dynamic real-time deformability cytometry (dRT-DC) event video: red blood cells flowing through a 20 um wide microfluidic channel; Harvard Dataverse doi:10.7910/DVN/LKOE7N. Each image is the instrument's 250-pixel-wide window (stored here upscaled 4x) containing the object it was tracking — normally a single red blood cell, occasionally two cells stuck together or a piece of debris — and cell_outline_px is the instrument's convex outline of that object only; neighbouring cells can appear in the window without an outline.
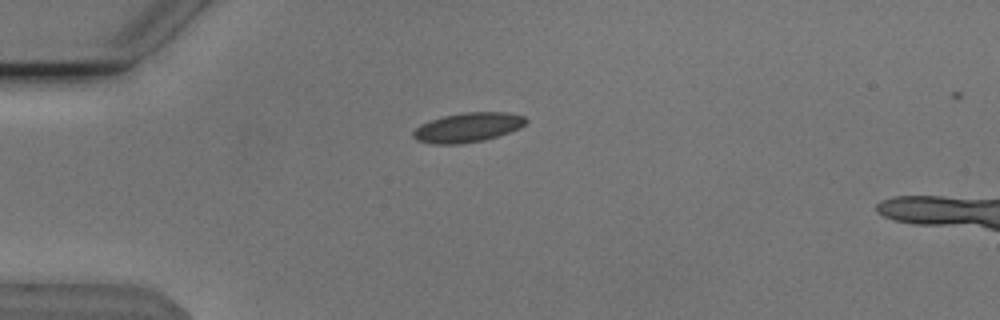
{"species": "Egyptian fruit bat (a non-hibernating species)", "species_latin": "Rousettus aegyptiacus", "temperature_condition": "cold", "stored_images_in_passage": 43, "segment_of_instrument_passage": [1, 2], "camera_frame_rate_fps": 3000, "um_per_image_px": 0.085, "animal": {"sex": "male"}, "frame": {"image": 1, "passage_image": 2, "time_ms": 0.333, "image_size_px": [1000, 320], "cell_outline_px": [[528, 120], [520, 128], [484, 140], [460, 144], [432, 144], [416, 140], [412, 136], [412, 132], [420, 124], [444, 116], [464, 112], [504, 112], [524, 116]], "centroid_in_image_um": [39.74, 10.83], "position_along_channel_um": 45.3, "area_um2": 19.25}}
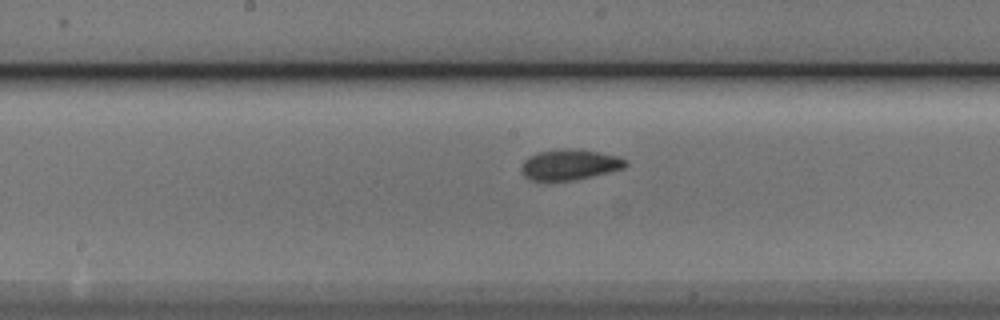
{"frame": {"image": 2, "passage_image": 16, "time_ms": 5.0, "image_size_px": [1000, 320], "cell_outline_px": [[628, 164], [624, 168], [576, 180], [532, 180], [524, 176], [520, 172], [520, 164], [528, 156], [540, 152], [596, 152], [616, 156], [628, 160]], "centroid_in_image_um": [48.39, 14.06], "position_along_channel_um": 199.8, "area_um2": 17.63}}
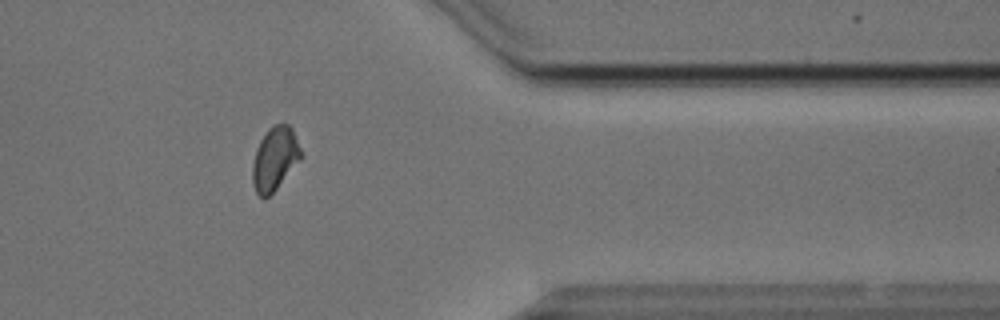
{"frame": {"image": 3, "passage_image": 32, "time_ms": 10.333, "image_size_px": [1000, 320], "cell_outline_px": [[304, 156], [276, 188], [264, 200], [256, 192], [252, 184], [252, 164], [256, 148], [260, 140], [268, 128], [272, 124], [288, 124], [292, 128]], "centroid_in_image_um": [23.35, 13.47], "position_along_channel_um": 388.0, "area_um2": 18.03}}